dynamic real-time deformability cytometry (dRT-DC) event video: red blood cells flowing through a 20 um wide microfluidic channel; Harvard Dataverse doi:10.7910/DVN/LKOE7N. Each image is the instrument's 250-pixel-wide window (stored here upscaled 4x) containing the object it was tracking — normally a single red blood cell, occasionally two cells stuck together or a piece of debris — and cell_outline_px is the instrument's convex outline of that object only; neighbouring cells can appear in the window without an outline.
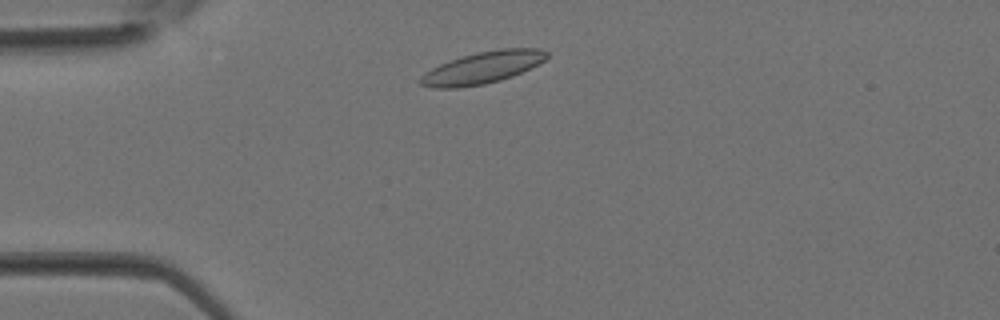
{"species": "Egyptian fruit bat (a non-hibernating species)", "species_latin": "Rousettus aegyptiacus", "temperature_condition": "room temperature", "stored_images_in_passage": 31, "camera_frame_rate_fps": 3000, "um_per_image_px": 0.085, "animal": {"sex": "female"}, "frame": {"image": 1, "passage_image": 3, "time_ms": 0.667, "image_size_px": [1000, 320], "cell_outline_px": [[548, 56], [544, 60], [512, 76], [500, 80], [484, 84], [460, 88], [432, 88], [420, 84], [420, 76], [424, 72], [440, 64], [476, 52], [500, 48], [540, 48], [548, 52]], "centroid_in_image_um": [40.99, 5.75], "position_along_channel_um": 44.0, "area_um2": 23.29}}
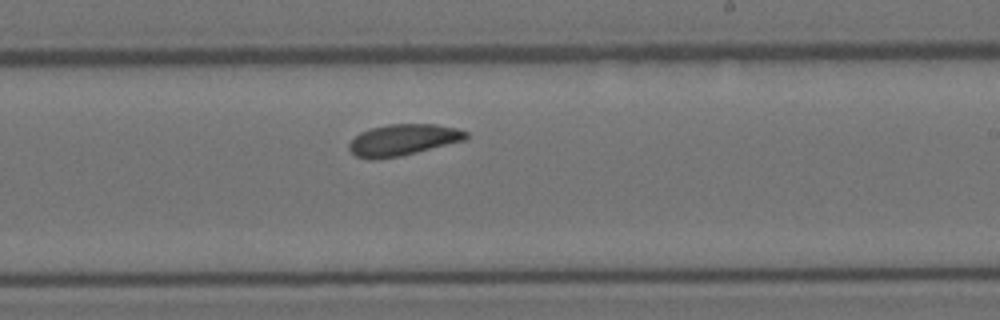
{"frame": {"image": 2, "passage_image": 16, "time_ms": 5.0, "image_size_px": [1000, 320], "cell_outline_px": [[468, 136], [464, 140], [400, 156], [376, 160], [368, 160], [356, 156], [348, 148], [348, 144], [360, 132], [372, 128], [388, 124], [436, 124], [456, 128], [468, 132]], "centroid_in_image_um": [34.22, 11.89], "position_along_channel_um": 254.8, "area_um2": 21.27}}
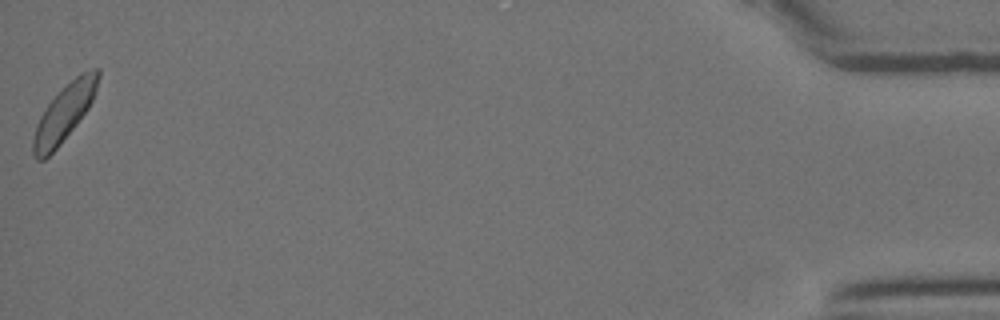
{"frame": {"image": 3, "passage_image": 31, "time_ms": 10.0, "image_size_px": [1000, 320], "cell_outline_px": [[100, 76], [96, 92], [88, 108], [76, 124], [60, 144], [44, 160], [36, 160], [32, 152], [32, 140], [36, 124], [40, 116], [48, 104], [80, 72], [92, 68], [100, 68]], "centroid_in_image_um": [5.46, 9.6], "position_along_channel_um": 429.7, "area_um2": 21.1}}